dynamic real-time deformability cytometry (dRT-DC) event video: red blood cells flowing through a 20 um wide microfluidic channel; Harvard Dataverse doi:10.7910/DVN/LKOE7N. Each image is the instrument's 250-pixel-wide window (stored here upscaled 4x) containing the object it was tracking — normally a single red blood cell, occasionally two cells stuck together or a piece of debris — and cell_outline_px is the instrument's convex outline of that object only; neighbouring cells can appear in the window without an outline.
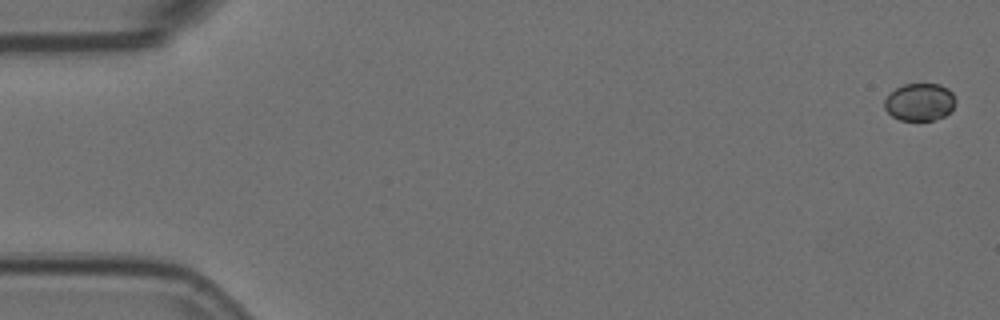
{"species": "Egyptian fruit bat (a non-hibernating species)", "species_latin": "Rousettus aegyptiacus", "temperature_condition": "room temperature", "stored_images_in_passage": 6, "segment_of_instrument_passage": [1, 2], "camera_frame_rate_fps": 3000, "um_per_image_px": 0.085, "animal": {"sex": "female"}, "frame": {"image": 1, "passage_image": 1, "time_ms": 0.0, "image_size_px": [1000, 320], "cell_outline_px": [[956, 104], [944, 116], [932, 120], [900, 120], [892, 116], [884, 108], [884, 100], [896, 88], [904, 84], [940, 84], [948, 88], [952, 92], [956, 100]], "centroid_in_image_um": [78.18, 8.67], "position_along_channel_um": 6.8, "area_um2": 15.49}}
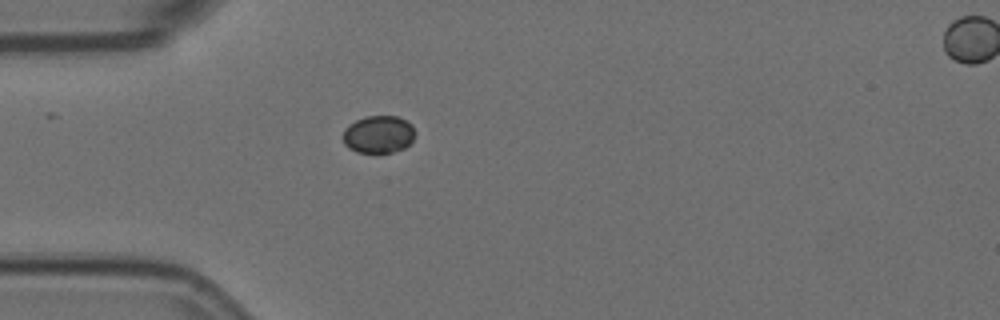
{"frame": {"image": 2, "passage_image": 5, "time_ms": 1.333, "image_size_px": [1000, 320], "cell_outline_px": [[416, 132], [412, 140], [404, 148], [392, 152], [356, 152], [348, 148], [344, 144], [340, 136], [344, 128], [348, 124], [364, 116], [396, 116], [408, 120], [412, 124]], "centroid_in_image_um": [32.14, 11.4], "position_along_channel_um": 52.9, "area_um2": 16.13}}